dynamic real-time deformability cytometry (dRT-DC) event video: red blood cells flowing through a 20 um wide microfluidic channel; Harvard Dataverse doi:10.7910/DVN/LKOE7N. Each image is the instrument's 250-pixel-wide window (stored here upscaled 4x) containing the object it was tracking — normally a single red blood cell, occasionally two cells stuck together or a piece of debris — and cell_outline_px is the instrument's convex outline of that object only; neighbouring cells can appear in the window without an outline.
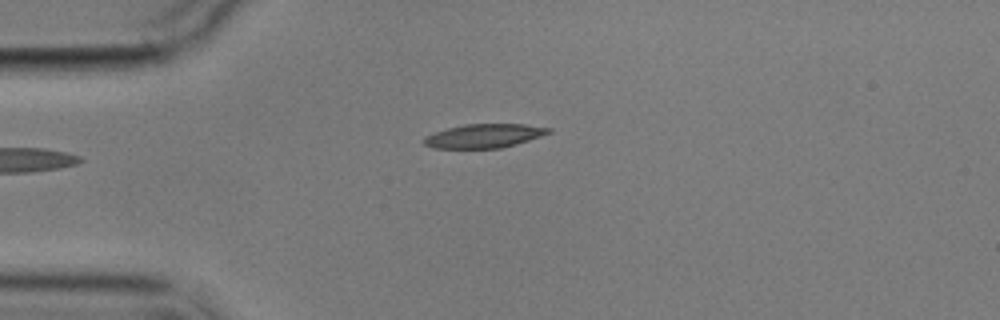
{"species": "common noctule bat (a hibernating species)", "species_latin": "Nyctalus noctula", "temperature_condition": "cold", "stored_images_in_passage": 4, "camera_frame_rate_fps": 3000, "um_per_image_px": 0.085, "animal": {"sex": "male", "body_mass_g": 17.9}, "frame": {"image": 1, "passage_image": 4, "time_ms": 3.667, "image_size_px": [1000, 320], "cell_outline_px": [[552, 132], [528, 140], [500, 148], [432, 148], [424, 144], [420, 140], [424, 136], [448, 128], [464, 124], [524, 124], [552, 128]], "centroid_in_image_um": [41.11, 11.55], "position_along_channel_um": 43.9, "area_um2": 17.28}}